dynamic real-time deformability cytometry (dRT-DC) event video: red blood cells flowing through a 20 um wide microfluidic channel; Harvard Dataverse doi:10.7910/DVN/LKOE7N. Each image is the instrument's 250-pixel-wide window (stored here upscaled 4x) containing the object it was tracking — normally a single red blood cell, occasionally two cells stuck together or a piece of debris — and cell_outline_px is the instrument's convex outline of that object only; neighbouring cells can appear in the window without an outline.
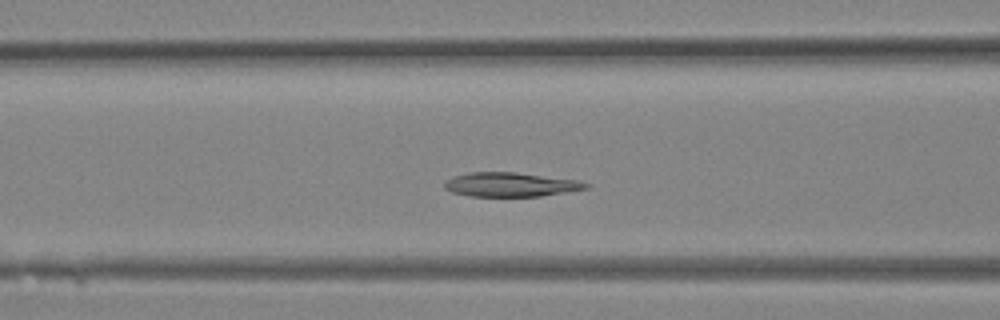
{"species": "Egyptian fruit bat (a non-hibernating species)", "species_latin": "Rousettus aegyptiacus", "temperature_condition": "room temperature", "stored_images_in_passage": 27, "camera_frame_rate_fps": 3000, "um_per_image_px": 0.085, "animal": {"sex": "female"}, "frame": {"image": 1, "passage_image": 8, "time_ms": 2.333, "image_size_px": [1000, 320], "cell_outline_px": [[588, 188], [540, 196], [468, 196], [452, 192], [444, 188], [444, 180], [452, 176], [468, 172], [516, 172], [580, 180], [588, 184]], "centroid_in_image_um": [43.34, 15.68], "position_along_channel_um": 123.3, "area_um2": 20.0}}
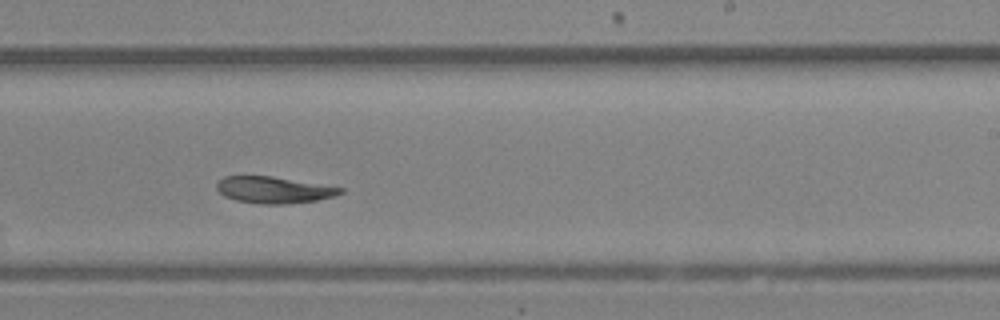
{"frame": {"image": 2, "passage_image": 15, "time_ms": 4.667, "image_size_px": [1000, 320], "cell_outline_px": [[344, 192], [336, 196], [316, 200], [284, 204], [260, 204], [236, 200], [224, 196], [216, 188], [216, 184], [224, 176], [272, 176], [344, 188]], "centroid_in_image_um": [23.28, 16.14], "position_along_channel_um": 265.7, "area_um2": 19.07}}
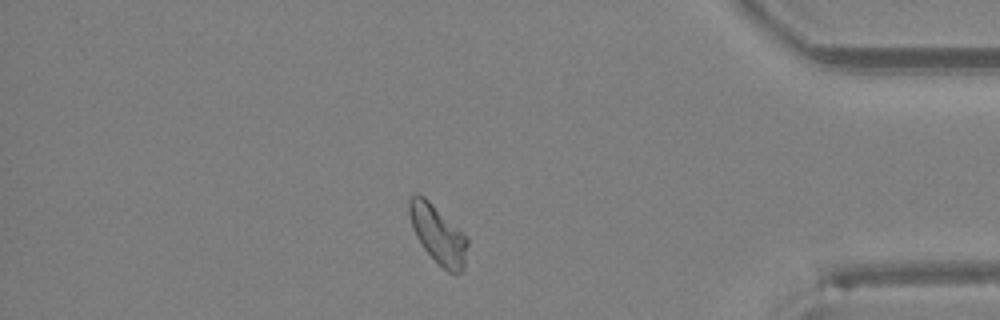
{"frame": {"image": 3, "passage_image": 23, "time_ms": 7.333, "image_size_px": [1000, 320], "cell_outline_px": [[468, 244], [464, 268], [460, 272], [448, 272], [424, 248], [416, 236], [408, 212], [408, 200], [412, 192], [416, 192], [424, 196], [468, 236]], "centroid_in_image_um": [37.23, 19.86], "position_along_channel_um": 398.0, "area_um2": 19.71}}